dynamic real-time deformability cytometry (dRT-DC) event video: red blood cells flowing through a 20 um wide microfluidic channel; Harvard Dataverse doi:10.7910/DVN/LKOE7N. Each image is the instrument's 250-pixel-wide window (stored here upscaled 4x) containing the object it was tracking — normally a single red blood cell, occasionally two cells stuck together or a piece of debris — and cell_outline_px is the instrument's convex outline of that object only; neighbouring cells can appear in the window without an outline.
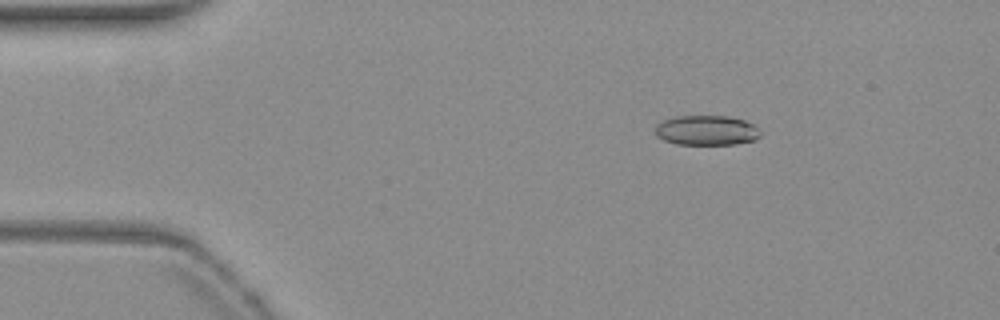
{"species": "common noctule bat (a hibernating species)", "species_latin": "Nyctalus noctula", "temperature_condition": "warm", "stored_images_in_passage": 13, "camera_frame_rate_fps": 3000, "um_per_image_px": 0.085, "animal": {"sex": "female", "body_mass_g": 19.3, "forearm_length_mm": 54.1}, "frame": {"image": 1, "passage_image": 9, "time_ms": 2.667, "image_size_px": [1000, 320], "cell_outline_px": [[760, 136], [752, 140], [732, 144], [676, 144], [664, 140], [656, 136], [656, 124], [664, 120], [676, 116], [728, 116], [744, 120], [752, 124], [760, 132]], "centroid_in_image_um": [60.02, 11.07], "position_along_channel_um": 25.0, "area_um2": 18.09}}